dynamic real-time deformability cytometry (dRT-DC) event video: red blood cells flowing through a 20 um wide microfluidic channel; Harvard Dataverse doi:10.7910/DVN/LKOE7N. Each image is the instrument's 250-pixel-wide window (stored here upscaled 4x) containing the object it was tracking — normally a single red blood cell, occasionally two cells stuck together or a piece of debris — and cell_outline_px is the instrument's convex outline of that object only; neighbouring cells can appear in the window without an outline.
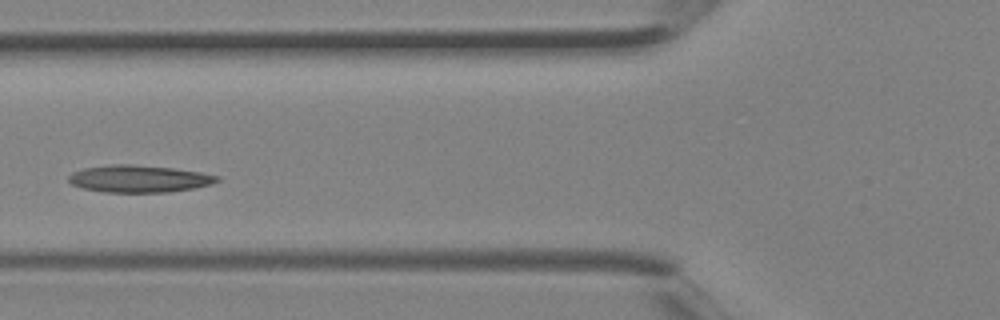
{"species": "Egyptian fruit bat (a non-hibernating species)", "species_latin": "Rousettus aegyptiacus", "temperature_condition": "room temperature", "stored_images_in_passage": 3, "camera_frame_rate_fps": 3000, "um_per_image_px": 0.085, "animal": {"sex": "female"}, "frame": {"image": 1, "passage_image": 3, "time_ms": 0.667, "image_size_px": [1000, 320], "cell_outline_px": [[220, 180], [212, 184], [192, 188], [168, 192], [104, 192], [84, 188], [72, 184], [68, 180], [68, 176], [72, 172], [84, 168], [112, 164], [132, 164], [172, 168], [200, 172], [220, 176]], "centroid_in_image_um": [11.82, 15.19], "position_along_channel_um": 114.0, "area_um2": 23.41}}